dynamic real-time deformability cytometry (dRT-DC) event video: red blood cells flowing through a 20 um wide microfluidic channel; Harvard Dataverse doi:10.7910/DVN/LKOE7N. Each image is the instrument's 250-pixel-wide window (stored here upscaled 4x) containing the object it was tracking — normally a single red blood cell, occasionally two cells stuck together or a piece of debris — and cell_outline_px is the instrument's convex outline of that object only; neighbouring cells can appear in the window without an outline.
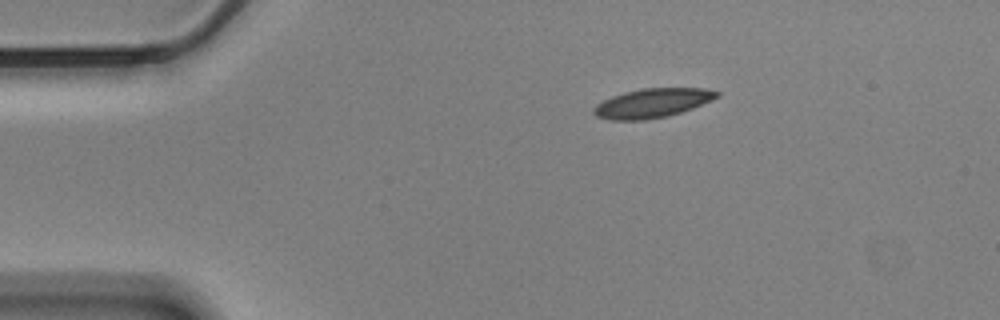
{"species": "Egyptian fruit bat (a non-hibernating species)", "species_latin": "Rousettus aegyptiacus", "temperature_condition": "cold", "stored_images_in_passage": 49, "camera_frame_rate_fps": 3000, "um_per_image_px": 0.085, "animal": {"sex": "male"}, "frame": {"image": 1, "passage_image": 1, "time_ms": 0.0, "image_size_px": [1000, 320], "cell_outline_px": [[720, 96], [712, 100], [692, 108], [668, 116], [644, 120], [608, 120], [596, 116], [592, 112], [592, 108], [596, 104], [612, 96], [624, 92], [640, 88], [704, 88], [720, 92]], "centroid_in_image_um": [55.42, 8.76], "position_along_channel_um": 29.6, "area_um2": 21.04}}
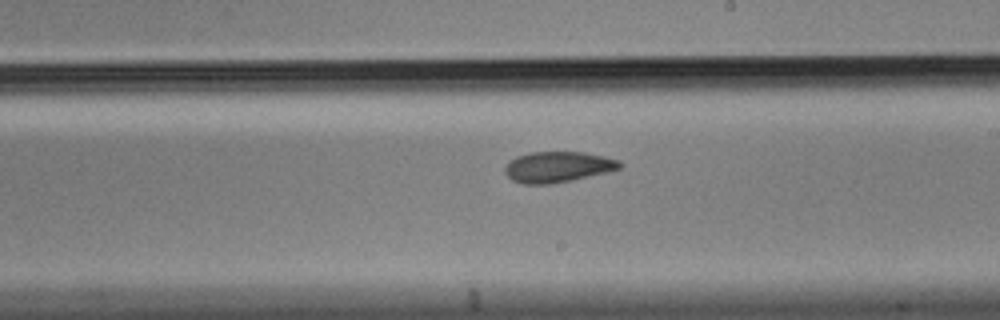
{"frame": {"image": 2, "passage_image": 24, "time_ms": 7.667, "image_size_px": [1000, 320], "cell_outline_px": [[624, 164], [620, 168], [608, 172], [572, 180], [552, 184], [524, 184], [512, 180], [504, 172], [504, 168], [508, 160], [516, 156], [532, 152], [584, 152], [604, 156], [620, 160]], "centroid_in_image_um": [47.41, 14.18], "position_along_channel_um": 241.6, "area_um2": 20.81}}
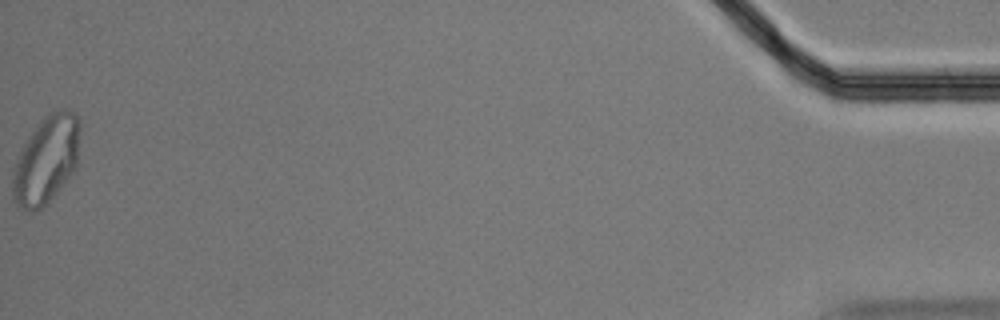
{"frame": {"image": 3, "passage_image": 49, "time_ms": 16.0, "image_size_px": [1000, 320], "cell_outline_px": [[80, 132], [76, 172], [40, 208], [32, 212], [16, 208], [12, 196], [12, 168], [24, 144], [40, 120], [48, 112], [64, 108], [68, 108], [76, 112], [80, 120]], "centroid_in_image_um": [3.94, 13.56], "position_along_channel_um": 431.3, "area_um2": 35.03}, "authors_computed_cell_mechanics": {"area_um2": 21.2126, "velocity_mm_per_s": 3.4472, "shape_relaxation_time_tau1_ms": 7.0542, "shape_relaxation_time_tau2_ms": 3.6299, "deformation_change_tau1": 0.1386, "deformation_change_tau2": 0.0658}}